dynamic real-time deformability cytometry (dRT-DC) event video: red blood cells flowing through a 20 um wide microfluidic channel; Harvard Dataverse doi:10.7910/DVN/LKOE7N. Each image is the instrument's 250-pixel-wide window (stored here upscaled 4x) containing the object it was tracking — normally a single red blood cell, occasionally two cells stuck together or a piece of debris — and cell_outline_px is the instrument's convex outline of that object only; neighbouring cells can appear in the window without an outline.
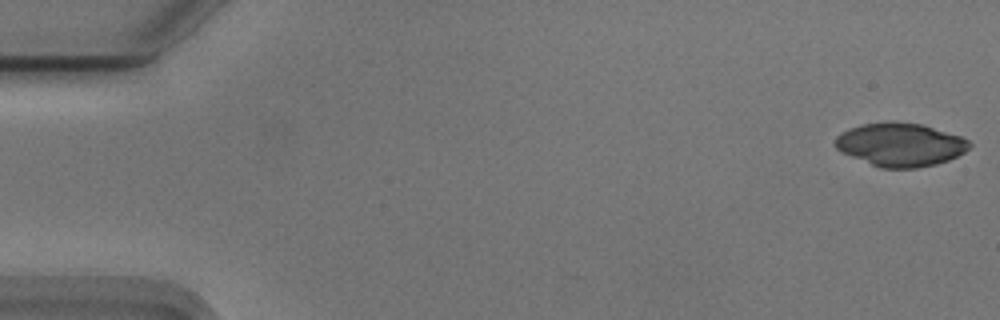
{"species": "Egyptian fruit bat (a non-hibernating species)", "species_latin": "Rousettus aegyptiacus", "temperature_condition": "cold", "stored_images_in_passage": 16, "camera_frame_rate_fps": 3000, "um_per_image_px": 0.085, "animal": {"sex": "male"}, "frame": {"image": 1, "passage_image": 1, "time_ms": 0.0, "image_size_px": [1000, 320], "cell_outline_px": [[972, 144], [964, 152], [948, 160], [936, 164], [916, 168], [880, 168], [852, 156], [836, 148], [836, 136], [840, 132], [848, 128], [860, 124], [892, 120], [920, 124], [960, 136], [968, 140]], "centroid_in_image_um": [76.51, 12.27], "position_along_channel_um": 8.5, "area_um2": 33.81}}